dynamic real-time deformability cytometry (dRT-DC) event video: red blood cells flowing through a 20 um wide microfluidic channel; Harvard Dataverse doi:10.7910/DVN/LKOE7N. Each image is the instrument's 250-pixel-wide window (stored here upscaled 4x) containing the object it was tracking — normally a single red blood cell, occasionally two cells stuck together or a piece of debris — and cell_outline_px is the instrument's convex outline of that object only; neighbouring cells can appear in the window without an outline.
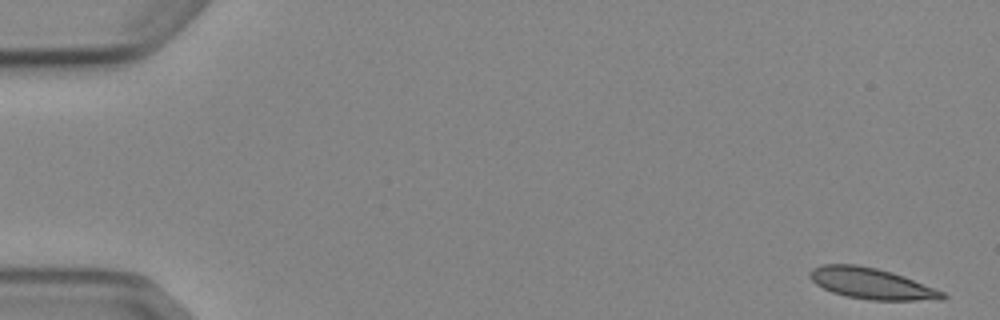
{"species": "Egyptian fruit bat (a non-hibernating species)", "species_latin": "Rousettus aegyptiacus", "temperature_condition": "cold", "stored_images_in_passage": 5, "camera_frame_rate_fps": 3000, "um_per_image_px": 0.085, "animal": {"sex": "female"}, "frame": {"image": 1, "passage_image": 1, "time_ms": 0.0, "image_size_px": [1000, 320], "cell_outline_px": [[948, 296], [944, 300], [868, 300], [848, 296], [832, 292], [816, 284], [808, 276], [808, 272], [812, 268], [824, 264], [856, 264], [876, 268], [892, 272], [904, 276], [944, 292]], "centroid_in_image_um": [74.08, 24.1], "position_along_channel_um": 10.9, "area_um2": 23.99}}
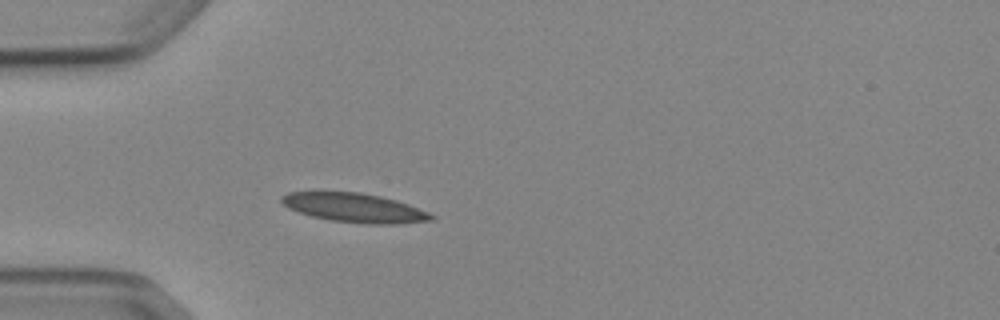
{"frame": {"image": 2, "passage_image": 5, "time_ms": 4.667, "image_size_px": [1000, 320], "cell_outline_px": [[436, 216], [432, 220], [396, 224], [364, 224], [328, 220], [312, 216], [288, 208], [280, 200], [280, 196], [288, 192], [360, 192], [380, 196], [396, 200], [408, 204], [428, 212]], "centroid_in_image_um": [30.13, 17.66], "position_along_channel_um": 54.9, "area_um2": 25.37}}